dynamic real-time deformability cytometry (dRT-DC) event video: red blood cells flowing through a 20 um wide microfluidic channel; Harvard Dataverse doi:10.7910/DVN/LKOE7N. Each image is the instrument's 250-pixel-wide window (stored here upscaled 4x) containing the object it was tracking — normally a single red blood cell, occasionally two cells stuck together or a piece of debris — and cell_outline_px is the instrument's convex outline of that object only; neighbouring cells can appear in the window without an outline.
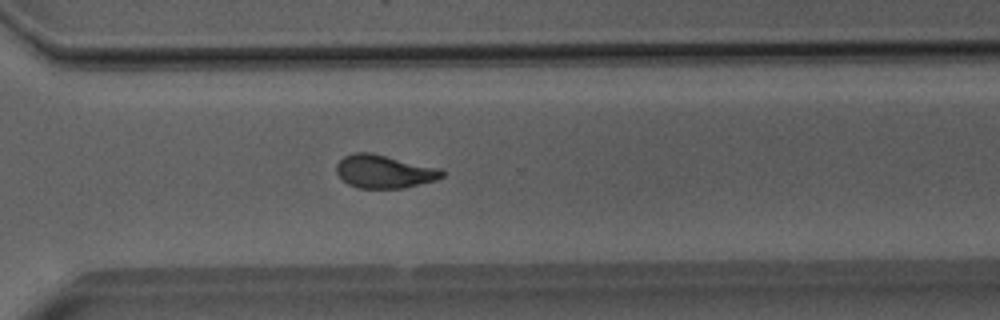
{"species": "Egyptian fruit bat (a non-hibernating species)", "species_latin": "Rousettus aegyptiacus", "temperature_condition": "room temperature", "stored_images_in_passage": 49, "camera_frame_rate_fps": 3000, "um_per_image_px": 0.085, "animal": {"sex": "male"}, "frame": {"image": 1, "passage_image": 37, "time_ms": 12.0, "image_size_px": [1000, 320], "cell_outline_px": [[444, 176], [436, 180], [404, 188], [356, 188], [348, 184], [336, 172], [336, 164], [344, 156], [352, 152], [372, 152], [440, 168], [444, 172]], "centroid_in_image_um": [32.65, 14.57], "position_along_channel_um": 337.9, "area_um2": 20.58}}
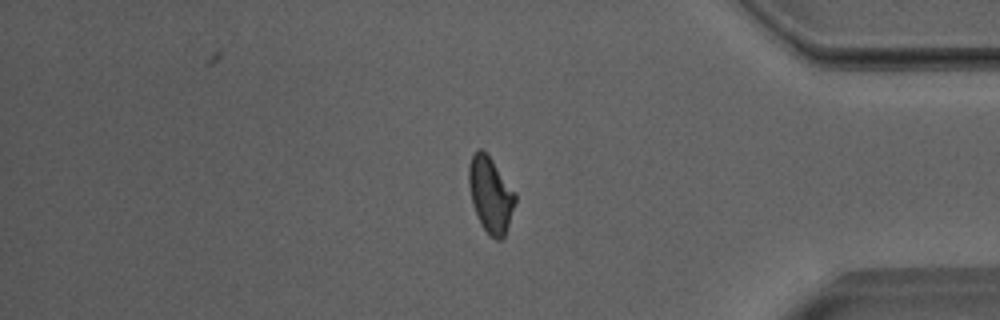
{"frame": {"image": 2, "passage_image": 43, "time_ms": 14.0, "image_size_px": [1000, 320], "cell_outline_px": [[516, 200], [504, 236], [500, 240], [496, 240], [480, 224], [472, 204], [468, 180], [468, 168], [472, 156], [480, 148], [492, 160], [516, 192]], "centroid_in_image_um": [41.69, 16.55], "position_along_channel_um": 393.5, "area_um2": 20.11}}